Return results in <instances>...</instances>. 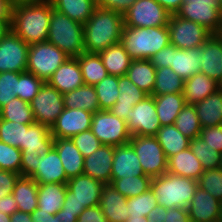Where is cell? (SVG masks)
Returning <instances> with one entry per match:
<instances>
[{"label": "cell", "mask_w": 222, "mask_h": 222, "mask_svg": "<svg viewBox=\"0 0 222 222\" xmlns=\"http://www.w3.org/2000/svg\"><path fill=\"white\" fill-rule=\"evenodd\" d=\"M52 9L50 0L14 5L11 30L28 45L46 42Z\"/></svg>", "instance_id": "obj_1"}, {"label": "cell", "mask_w": 222, "mask_h": 222, "mask_svg": "<svg viewBox=\"0 0 222 222\" xmlns=\"http://www.w3.org/2000/svg\"><path fill=\"white\" fill-rule=\"evenodd\" d=\"M123 26L122 14L97 7L83 25L85 52L99 53L120 43Z\"/></svg>", "instance_id": "obj_2"}, {"label": "cell", "mask_w": 222, "mask_h": 222, "mask_svg": "<svg viewBox=\"0 0 222 222\" xmlns=\"http://www.w3.org/2000/svg\"><path fill=\"white\" fill-rule=\"evenodd\" d=\"M120 44L132 60L150 59L171 44L168 25L152 28L123 26Z\"/></svg>", "instance_id": "obj_3"}, {"label": "cell", "mask_w": 222, "mask_h": 222, "mask_svg": "<svg viewBox=\"0 0 222 222\" xmlns=\"http://www.w3.org/2000/svg\"><path fill=\"white\" fill-rule=\"evenodd\" d=\"M150 188L157 198V205L171 208H186L198 188L197 181L166 172L151 180Z\"/></svg>", "instance_id": "obj_4"}, {"label": "cell", "mask_w": 222, "mask_h": 222, "mask_svg": "<svg viewBox=\"0 0 222 222\" xmlns=\"http://www.w3.org/2000/svg\"><path fill=\"white\" fill-rule=\"evenodd\" d=\"M47 42L57 46L69 57L80 56L85 52L83 24L53 8Z\"/></svg>", "instance_id": "obj_5"}, {"label": "cell", "mask_w": 222, "mask_h": 222, "mask_svg": "<svg viewBox=\"0 0 222 222\" xmlns=\"http://www.w3.org/2000/svg\"><path fill=\"white\" fill-rule=\"evenodd\" d=\"M69 56L49 42L29 45L27 72L33 73L46 83Z\"/></svg>", "instance_id": "obj_6"}, {"label": "cell", "mask_w": 222, "mask_h": 222, "mask_svg": "<svg viewBox=\"0 0 222 222\" xmlns=\"http://www.w3.org/2000/svg\"><path fill=\"white\" fill-rule=\"evenodd\" d=\"M176 15L217 35L222 29V5L218 0H185Z\"/></svg>", "instance_id": "obj_7"}, {"label": "cell", "mask_w": 222, "mask_h": 222, "mask_svg": "<svg viewBox=\"0 0 222 222\" xmlns=\"http://www.w3.org/2000/svg\"><path fill=\"white\" fill-rule=\"evenodd\" d=\"M145 175L151 178L167 172V158L154 136L131 135L129 141Z\"/></svg>", "instance_id": "obj_8"}, {"label": "cell", "mask_w": 222, "mask_h": 222, "mask_svg": "<svg viewBox=\"0 0 222 222\" xmlns=\"http://www.w3.org/2000/svg\"><path fill=\"white\" fill-rule=\"evenodd\" d=\"M171 13L156 0H137L124 13V26L152 28L167 26Z\"/></svg>", "instance_id": "obj_9"}, {"label": "cell", "mask_w": 222, "mask_h": 222, "mask_svg": "<svg viewBox=\"0 0 222 222\" xmlns=\"http://www.w3.org/2000/svg\"><path fill=\"white\" fill-rule=\"evenodd\" d=\"M90 130L103 145H123L131 139L127 122L114 116L109 110L93 113Z\"/></svg>", "instance_id": "obj_10"}, {"label": "cell", "mask_w": 222, "mask_h": 222, "mask_svg": "<svg viewBox=\"0 0 222 222\" xmlns=\"http://www.w3.org/2000/svg\"><path fill=\"white\" fill-rule=\"evenodd\" d=\"M170 43L176 48L187 50L202 46L213 34L198 23L172 14L168 23Z\"/></svg>", "instance_id": "obj_11"}, {"label": "cell", "mask_w": 222, "mask_h": 222, "mask_svg": "<svg viewBox=\"0 0 222 222\" xmlns=\"http://www.w3.org/2000/svg\"><path fill=\"white\" fill-rule=\"evenodd\" d=\"M30 107L35 122L51 128L64 109L63 95L46 82L30 102Z\"/></svg>", "instance_id": "obj_12"}, {"label": "cell", "mask_w": 222, "mask_h": 222, "mask_svg": "<svg viewBox=\"0 0 222 222\" xmlns=\"http://www.w3.org/2000/svg\"><path fill=\"white\" fill-rule=\"evenodd\" d=\"M127 128L131 135H156L161 124L157 117L154 96H146L127 114Z\"/></svg>", "instance_id": "obj_13"}, {"label": "cell", "mask_w": 222, "mask_h": 222, "mask_svg": "<svg viewBox=\"0 0 222 222\" xmlns=\"http://www.w3.org/2000/svg\"><path fill=\"white\" fill-rule=\"evenodd\" d=\"M29 45L10 30L0 40V73L17 72L27 70Z\"/></svg>", "instance_id": "obj_14"}, {"label": "cell", "mask_w": 222, "mask_h": 222, "mask_svg": "<svg viewBox=\"0 0 222 222\" xmlns=\"http://www.w3.org/2000/svg\"><path fill=\"white\" fill-rule=\"evenodd\" d=\"M104 183L87 175L68 179L65 200L76 201L85 208L99 205Z\"/></svg>", "instance_id": "obj_15"}, {"label": "cell", "mask_w": 222, "mask_h": 222, "mask_svg": "<svg viewBox=\"0 0 222 222\" xmlns=\"http://www.w3.org/2000/svg\"><path fill=\"white\" fill-rule=\"evenodd\" d=\"M93 113L82 109L65 108L51 126L54 138H71L83 131L90 130Z\"/></svg>", "instance_id": "obj_16"}, {"label": "cell", "mask_w": 222, "mask_h": 222, "mask_svg": "<svg viewBox=\"0 0 222 222\" xmlns=\"http://www.w3.org/2000/svg\"><path fill=\"white\" fill-rule=\"evenodd\" d=\"M114 146L102 145L91 155L84 158L83 174L104 184L111 183Z\"/></svg>", "instance_id": "obj_17"}, {"label": "cell", "mask_w": 222, "mask_h": 222, "mask_svg": "<svg viewBox=\"0 0 222 222\" xmlns=\"http://www.w3.org/2000/svg\"><path fill=\"white\" fill-rule=\"evenodd\" d=\"M147 176L130 143L114 146L111 179Z\"/></svg>", "instance_id": "obj_18"}, {"label": "cell", "mask_w": 222, "mask_h": 222, "mask_svg": "<svg viewBox=\"0 0 222 222\" xmlns=\"http://www.w3.org/2000/svg\"><path fill=\"white\" fill-rule=\"evenodd\" d=\"M119 97L116 103L108 109L114 116L127 122V114L148 94L136 86L126 75L118 76Z\"/></svg>", "instance_id": "obj_19"}, {"label": "cell", "mask_w": 222, "mask_h": 222, "mask_svg": "<svg viewBox=\"0 0 222 222\" xmlns=\"http://www.w3.org/2000/svg\"><path fill=\"white\" fill-rule=\"evenodd\" d=\"M37 165V170L31 178L38 184L68 182L59 154L54 147L38 158Z\"/></svg>", "instance_id": "obj_20"}, {"label": "cell", "mask_w": 222, "mask_h": 222, "mask_svg": "<svg viewBox=\"0 0 222 222\" xmlns=\"http://www.w3.org/2000/svg\"><path fill=\"white\" fill-rule=\"evenodd\" d=\"M187 210L191 221L217 222L220 215V201L198 187Z\"/></svg>", "instance_id": "obj_21"}, {"label": "cell", "mask_w": 222, "mask_h": 222, "mask_svg": "<svg viewBox=\"0 0 222 222\" xmlns=\"http://www.w3.org/2000/svg\"><path fill=\"white\" fill-rule=\"evenodd\" d=\"M47 83L62 95L84 85L80 65L76 57H69L52 74Z\"/></svg>", "instance_id": "obj_22"}, {"label": "cell", "mask_w": 222, "mask_h": 222, "mask_svg": "<svg viewBox=\"0 0 222 222\" xmlns=\"http://www.w3.org/2000/svg\"><path fill=\"white\" fill-rule=\"evenodd\" d=\"M199 65L200 72L222 83V37L219 34L211 36L203 44Z\"/></svg>", "instance_id": "obj_23"}, {"label": "cell", "mask_w": 222, "mask_h": 222, "mask_svg": "<svg viewBox=\"0 0 222 222\" xmlns=\"http://www.w3.org/2000/svg\"><path fill=\"white\" fill-rule=\"evenodd\" d=\"M99 206L108 222H126L129 217L127 198L110 184L104 185Z\"/></svg>", "instance_id": "obj_24"}, {"label": "cell", "mask_w": 222, "mask_h": 222, "mask_svg": "<svg viewBox=\"0 0 222 222\" xmlns=\"http://www.w3.org/2000/svg\"><path fill=\"white\" fill-rule=\"evenodd\" d=\"M53 147L59 154L68 179L83 174L84 157L71 138H54Z\"/></svg>", "instance_id": "obj_25"}, {"label": "cell", "mask_w": 222, "mask_h": 222, "mask_svg": "<svg viewBox=\"0 0 222 222\" xmlns=\"http://www.w3.org/2000/svg\"><path fill=\"white\" fill-rule=\"evenodd\" d=\"M220 88V83L199 72L184 81L182 94L186 104L195 105Z\"/></svg>", "instance_id": "obj_26"}, {"label": "cell", "mask_w": 222, "mask_h": 222, "mask_svg": "<svg viewBox=\"0 0 222 222\" xmlns=\"http://www.w3.org/2000/svg\"><path fill=\"white\" fill-rule=\"evenodd\" d=\"M53 145L54 137L51 135L50 127L35 122L25 131L24 150L21 153H38L42 157Z\"/></svg>", "instance_id": "obj_27"}, {"label": "cell", "mask_w": 222, "mask_h": 222, "mask_svg": "<svg viewBox=\"0 0 222 222\" xmlns=\"http://www.w3.org/2000/svg\"><path fill=\"white\" fill-rule=\"evenodd\" d=\"M167 172L197 181L204 169L200 160L188 147L167 160Z\"/></svg>", "instance_id": "obj_28"}, {"label": "cell", "mask_w": 222, "mask_h": 222, "mask_svg": "<svg viewBox=\"0 0 222 222\" xmlns=\"http://www.w3.org/2000/svg\"><path fill=\"white\" fill-rule=\"evenodd\" d=\"M201 53H203V45L187 50L176 48L173 45V59L170 68L184 80L191 78L200 72Z\"/></svg>", "instance_id": "obj_29"}, {"label": "cell", "mask_w": 222, "mask_h": 222, "mask_svg": "<svg viewBox=\"0 0 222 222\" xmlns=\"http://www.w3.org/2000/svg\"><path fill=\"white\" fill-rule=\"evenodd\" d=\"M37 194L38 183L31 177L19 176L12 190L18 210L29 214L33 213L38 207Z\"/></svg>", "instance_id": "obj_30"}, {"label": "cell", "mask_w": 222, "mask_h": 222, "mask_svg": "<svg viewBox=\"0 0 222 222\" xmlns=\"http://www.w3.org/2000/svg\"><path fill=\"white\" fill-rule=\"evenodd\" d=\"M202 128L222 123V88L194 105Z\"/></svg>", "instance_id": "obj_31"}, {"label": "cell", "mask_w": 222, "mask_h": 222, "mask_svg": "<svg viewBox=\"0 0 222 222\" xmlns=\"http://www.w3.org/2000/svg\"><path fill=\"white\" fill-rule=\"evenodd\" d=\"M154 96L157 117L161 126L174 125L175 119L186 105L182 93H169Z\"/></svg>", "instance_id": "obj_32"}, {"label": "cell", "mask_w": 222, "mask_h": 222, "mask_svg": "<svg viewBox=\"0 0 222 222\" xmlns=\"http://www.w3.org/2000/svg\"><path fill=\"white\" fill-rule=\"evenodd\" d=\"M65 108L82 109L92 113L100 110L94 85H82L73 91L63 94Z\"/></svg>", "instance_id": "obj_33"}, {"label": "cell", "mask_w": 222, "mask_h": 222, "mask_svg": "<svg viewBox=\"0 0 222 222\" xmlns=\"http://www.w3.org/2000/svg\"><path fill=\"white\" fill-rule=\"evenodd\" d=\"M67 186L61 183L38 184V207L42 211L56 214L65 201Z\"/></svg>", "instance_id": "obj_34"}, {"label": "cell", "mask_w": 222, "mask_h": 222, "mask_svg": "<svg viewBox=\"0 0 222 222\" xmlns=\"http://www.w3.org/2000/svg\"><path fill=\"white\" fill-rule=\"evenodd\" d=\"M99 55L109 75H126L132 59L120 43L109 46L99 52Z\"/></svg>", "instance_id": "obj_35"}, {"label": "cell", "mask_w": 222, "mask_h": 222, "mask_svg": "<svg viewBox=\"0 0 222 222\" xmlns=\"http://www.w3.org/2000/svg\"><path fill=\"white\" fill-rule=\"evenodd\" d=\"M126 76L148 95L152 94L156 68L149 59L132 60Z\"/></svg>", "instance_id": "obj_36"}, {"label": "cell", "mask_w": 222, "mask_h": 222, "mask_svg": "<svg viewBox=\"0 0 222 222\" xmlns=\"http://www.w3.org/2000/svg\"><path fill=\"white\" fill-rule=\"evenodd\" d=\"M154 137L162 147L167 160L190 146V139L174 125L161 126Z\"/></svg>", "instance_id": "obj_37"}, {"label": "cell", "mask_w": 222, "mask_h": 222, "mask_svg": "<svg viewBox=\"0 0 222 222\" xmlns=\"http://www.w3.org/2000/svg\"><path fill=\"white\" fill-rule=\"evenodd\" d=\"M53 8L83 25L97 8L96 0H50Z\"/></svg>", "instance_id": "obj_38"}, {"label": "cell", "mask_w": 222, "mask_h": 222, "mask_svg": "<svg viewBox=\"0 0 222 222\" xmlns=\"http://www.w3.org/2000/svg\"><path fill=\"white\" fill-rule=\"evenodd\" d=\"M76 58L81 68L84 84L95 85L108 75L99 53L84 52Z\"/></svg>", "instance_id": "obj_39"}, {"label": "cell", "mask_w": 222, "mask_h": 222, "mask_svg": "<svg viewBox=\"0 0 222 222\" xmlns=\"http://www.w3.org/2000/svg\"><path fill=\"white\" fill-rule=\"evenodd\" d=\"M184 81L170 67L156 69L155 84L151 95L183 93Z\"/></svg>", "instance_id": "obj_40"}, {"label": "cell", "mask_w": 222, "mask_h": 222, "mask_svg": "<svg viewBox=\"0 0 222 222\" xmlns=\"http://www.w3.org/2000/svg\"><path fill=\"white\" fill-rule=\"evenodd\" d=\"M0 118L21 124L35 123L30 103L25 102L18 97H15L0 109Z\"/></svg>", "instance_id": "obj_41"}, {"label": "cell", "mask_w": 222, "mask_h": 222, "mask_svg": "<svg viewBox=\"0 0 222 222\" xmlns=\"http://www.w3.org/2000/svg\"><path fill=\"white\" fill-rule=\"evenodd\" d=\"M174 126L188 139L199 137L201 124L196 109L192 104H186L175 119Z\"/></svg>", "instance_id": "obj_42"}, {"label": "cell", "mask_w": 222, "mask_h": 222, "mask_svg": "<svg viewBox=\"0 0 222 222\" xmlns=\"http://www.w3.org/2000/svg\"><path fill=\"white\" fill-rule=\"evenodd\" d=\"M152 178L150 176H133L119 179H111L112 185L126 198L138 196L150 189Z\"/></svg>", "instance_id": "obj_43"}, {"label": "cell", "mask_w": 222, "mask_h": 222, "mask_svg": "<svg viewBox=\"0 0 222 222\" xmlns=\"http://www.w3.org/2000/svg\"><path fill=\"white\" fill-rule=\"evenodd\" d=\"M98 97L100 110L110 109L117 101L118 76L107 75L102 81L94 85Z\"/></svg>", "instance_id": "obj_44"}, {"label": "cell", "mask_w": 222, "mask_h": 222, "mask_svg": "<svg viewBox=\"0 0 222 222\" xmlns=\"http://www.w3.org/2000/svg\"><path fill=\"white\" fill-rule=\"evenodd\" d=\"M31 124H21L0 118V141L24 150L25 131Z\"/></svg>", "instance_id": "obj_45"}, {"label": "cell", "mask_w": 222, "mask_h": 222, "mask_svg": "<svg viewBox=\"0 0 222 222\" xmlns=\"http://www.w3.org/2000/svg\"><path fill=\"white\" fill-rule=\"evenodd\" d=\"M189 147L200 160L204 170L220 167L221 154L205 143L202 138L196 137L190 140Z\"/></svg>", "instance_id": "obj_46"}, {"label": "cell", "mask_w": 222, "mask_h": 222, "mask_svg": "<svg viewBox=\"0 0 222 222\" xmlns=\"http://www.w3.org/2000/svg\"><path fill=\"white\" fill-rule=\"evenodd\" d=\"M44 82L30 72L17 73V97L30 103Z\"/></svg>", "instance_id": "obj_47"}, {"label": "cell", "mask_w": 222, "mask_h": 222, "mask_svg": "<svg viewBox=\"0 0 222 222\" xmlns=\"http://www.w3.org/2000/svg\"><path fill=\"white\" fill-rule=\"evenodd\" d=\"M156 205L157 198L151 188L138 196L127 198V211L132 217H147Z\"/></svg>", "instance_id": "obj_48"}, {"label": "cell", "mask_w": 222, "mask_h": 222, "mask_svg": "<svg viewBox=\"0 0 222 222\" xmlns=\"http://www.w3.org/2000/svg\"><path fill=\"white\" fill-rule=\"evenodd\" d=\"M197 185L220 202L222 201V169L220 167L204 170L197 180Z\"/></svg>", "instance_id": "obj_49"}, {"label": "cell", "mask_w": 222, "mask_h": 222, "mask_svg": "<svg viewBox=\"0 0 222 222\" xmlns=\"http://www.w3.org/2000/svg\"><path fill=\"white\" fill-rule=\"evenodd\" d=\"M21 150L0 141V169L20 174Z\"/></svg>", "instance_id": "obj_50"}, {"label": "cell", "mask_w": 222, "mask_h": 222, "mask_svg": "<svg viewBox=\"0 0 222 222\" xmlns=\"http://www.w3.org/2000/svg\"><path fill=\"white\" fill-rule=\"evenodd\" d=\"M17 97V72L0 73V109Z\"/></svg>", "instance_id": "obj_51"}, {"label": "cell", "mask_w": 222, "mask_h": 222, "mask_svg": "<svg viewBox=\"0 0 222 222\" xmlns=\"http://www.w3.org/2000/svg\"><path fill=\"white\" fill-rule=\"evenodd\" d=\"M71 140L79 149L84 158L91 155L94 151L103 145L91 130L76 134L71 137Z\"/></svg>", "instance_id": "obj_52"}, {"label": "cell", "mask_w": 222, "mask_h": 222, "mask_svg": "<svg viewBox=\"0 0 222 222\" xmlns=\"http://www.w3.org/2000/svg\"><path fill=\"white\" fill-rule=\"evenodd\" d=\"M200 138L220 154L222 153V126H212L202 128Z\"/></svg>", "instance_id": "obj_53"}, {"label": "cell", "mask_w": 222, "mask_h": 222, "mask_svg": "<svg viewBox=\"0 0 222 222\" xmlns=\"http://www.w3.org/2000/svg\"><path fill=\"white\" fill-rule=\"evenodd\" d=\"M20 174L0 169V198L12 194L16 180Z\"/></svg>", "instance_id": "obj_54"}, {"label": "cell", "mask_w": 222, "mask_h": 222, "mask_svg": "<svg viewBox=\"0 0 222 222\" xmlns=\"http://www.w3.org/2000/svg\"><path fill=\"white\" fill-rule=\"evenodd\" d=\"M173 59V45L170 44L158 51L155 55L150 57V62L156 68L170 67Z\"/></svg>", "instance_id": "obj_55"}, {"label": "cell", "mask_w": 222, "mask_h": 222, "mask_svg": "<svg viewBox=\"0 0 222 222\" xmlns=\"http://www.w3.org/2000/svg\"><path fill=\"white\" fill-rule=\"evenodd\" d=\"M135 1L137 0H96L97 7L116 11L122 15H124Z\"/></svg>", "instance_id": "obj_56"}, {"label": "cell", "mask_w": 222, "mask_h": 222, "mask_svg": "<svg viewBox=\"0 0 222 222\" xmlns=\"http://www.w3.org/2000/svg\"><path fill=\"white\" fill-rule=\"evenodd\" d=\"M38 158V153L22 154L20 176L31 177L37 170Z\"/></svg>", "instance_id": "obj_57"}, {"label": "cell", "mask_w": 222, "mask_h": 222, "mask_svg": "<svg viewBox=\"0 0 222 222\" xmlns=\"http://www.w3.org/2000/svg\"><path fill=\"white\" fill-rule=\"evenodd\" d=\"M77 222H108L99 205L85 208L77 218Z\"/></svg>", "instance_id": "obj_58"}, {"label": "cell", "mask_w": 222, "mask_h": 222, "mask_svg": "<svg viewBox=\"0 0 222 222\" xmlns=\"http://www.w3.org/2000/svg\"><path fill=\"white\" fill-rule=\"evenodd\" d=\"M190 217L186 208H169L167 214H165L164 222H188Z\"/></svg>", "instance_id": "obj_59"}, {"label": "cell", "mask_w": 222, "mask_h": 222, "mask_svg": "<svg viewBox=\"0 0 222 222\" xmlns=\"http://www.w3.org/2000/svg\"><path fill=\"white\" fill-rule=\"evenodd\" d=\"M17 211H18L17 202L14 200L12 194L0 198V212L12 215Z\"/></svg>", "instance_id": "obj_60"}, {"label": "cell", "mask_w": 222, "mask_h": 222, "mask_svg": "<svg viewBox=\"0 0 222 222\" xmlns=\"http://www.w3.org/2000/svg\"><path fill=\"white\" fill-rule=\"evenodd\" d=\"M165 214H167V208L156 205V207L149 212L147 216V221L164 222L163 220L165 219Z\"/></svg>", "instance_id": "obj_61"}, {"label": "cell", "mask_w": 222, "mask_h": 222, "mask_svg": "<svg viewBox=\"0 0 222 222\" xmlns=\"http://www.w3.org/2000/svg\"><path fill=\"white\" fill-rule=\"evenodd\" d=\"M77 214L64 213L60 209L56 214H50V222H77Z\"/></svg>", "instance_id": "obj_62"}, {"label": "cell", "mask_w": 222, "mask_h": 222, "mask_svg": "<svg viewBox=\"0 0 222 222\" xmlns=\"http://www.w3.org/2000/svg\"><path fill=\"white\" fill-rule=\"evenodd\" d=\"M61 209L64 210V213L77 214L79 216L85 207L76 201L65 200Z\"/></svg>", "instance_id": "obj_63"}, {"label": "cell", "mask_w": 222, "mask_h": 222, "mask_svg": "<svg viewBox=\"0 0 222 222\" xmlns=\"http://www.w3.org/2000/svg\"><path fill=\"white\" fill-rule=\"evenodd\" d=\"M13 6L9 0H0V20H12Z\"/></svg>", "instance_id": "obj_64"}, {"label": "cell", "mask_w": 222, "mask_h": 222, "mask_svg": "<svg viewBox=\"0 0 222 222\" xmlns=\"http://www.w3.org/2000/svg\"><path fill=\"white\" fill-rule=\"evenodd\" d=\"M161 6L171 14H176L185 0H156Z\"/></svg>", "instance_id": "obj_65"}, {"label": "cell", "mask_w": 222, "mask_h": 222, "mask_svg": "<svg viewBox=\"0 0 222 222\" xmlns=\"http://www.w3.org/2000/svg\"><path fill=\"white\" fill-rule=\"evenodd\" d=\"M32 222H50V213L42 211V209L37 208L33 213H31Z\"/></svg>", "instance_id": "obj_66"}, {"label": "cell", "mask_w": 222, "mask_h": 222, "mask_svg": "<svg viewBox=\"0 0 222 222\" xmlns=\"http://www.w3.org/2000/svg\"><path fill=\"white\" fill-rule=\"evenodd\" d=\"M10 222H32L31 214L17 211L10 215Z\"/></svg>", "instance_id": "obj_67"}, {"label": "cell", "mask_w": 222, "mask_h": 222, "mask_svg": "<svg viewBox=\"0 0 222 222\" xmlns=\"http://www.w3.org/2000/svg\"><path fill=\"white\" fill-rule=\"evenodd\" d=\"M12 20H0V40L11 30Z\"/></svg>", "instance_id": "obj_68"}, {"label": "cell", "mask_w": 222, "mask_h": 222, "mask_svg": "<svg viewBox=\"0 0 222 222\" xmlns=\"http://www.w3.org/2000/svg\"><path fill=\"white\" fill-rule=\"evenodd\" d=\"M126 222H148L147 217L139 216V217H132L129 216Z\"/></svg>", "instance_id": "obj_69"}, {"label": "cell", "mask_w": 222, "mask_h": 222, "mask_svg": "<svg viewBox=\"0 0 222 222\" xmlns=\"http://www.w3.org/2000/svg\"><path fill=\"white\" fill-rule=\"evenodd\" d=\"M13 5L23 4V3H34L41 0H9Z\"/></svg>", "instance_id": "obj_70"}, {"label": "cell", "mask_w": 222, "mask_h": 222, "mask_svg": "<svg viewBox=\"0 0 222 222\" xmlns=\"http://www.w3.org/2000/svg\"><path fill=\"white\" fill-rule=\"evenodd\" d=\"M0 222H10V215L0 212Z\"/></svg>", "instance_id": "obj_71"}, {"label": "cell", "mask_w": 222, "mask_h": 222, "mask_svg": "<svg viewBox=\"0 0 222 222\" xmlns=\"http://www.w3.org/2000/svg\"><path fill=\"white\" fill-rule=\"evenodd\" d=\"M219 221L222 222V201L220 202V215H219Z\"/></svg>", "instance_id": "obj_72"}, {"label": "cell", "mask_w": 222, "mask_h": 222, "mask_svg": "<svg viewBox=\"0 0 222 222\" xmlns=\"http://www.w3.org/2000/svg\"><path fill=\"white\" fill-rule=\"evenodd\" d=\"M220 168L222 169V153H221V160H220Z\"/></svg>", "instance_id": "obj_73"}]
</instances>
